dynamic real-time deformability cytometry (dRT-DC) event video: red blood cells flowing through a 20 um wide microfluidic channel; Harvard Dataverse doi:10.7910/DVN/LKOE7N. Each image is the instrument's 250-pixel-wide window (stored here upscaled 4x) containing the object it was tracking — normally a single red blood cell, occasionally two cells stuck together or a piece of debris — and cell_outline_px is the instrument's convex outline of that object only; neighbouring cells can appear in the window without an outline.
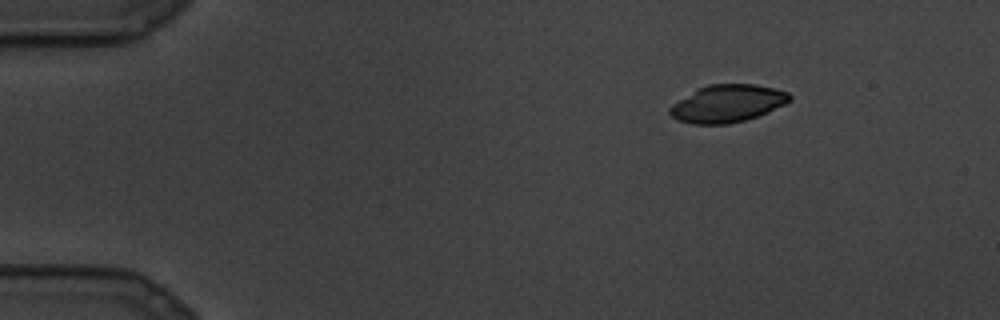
{"species": "common noctule bat (a hibernating species)", "species_latin": "Nyctalus noctula", "temperature_condition": "cold", "stored_images_in_passage": 7, "segment_of_instrument_passage": [1, 2], "camera_frame_rate_fps": 3000, "um_per_image_px": 0.085, "animal": {"sex": "male", "body_mass_g": 19.5, "forearm_length_mm": 54.6}, "frame": {"image": 1, "passage_image": 1, "time_ms": 0.0, "image_size_px": [1000, 320], "cell_outline_px": [[792, 100], [768, 112], [744, 120], [728, 124], [692, 124], [676, 120], [668, 112], [668, 108], [672, 104], [700, 88], [708, 84], [756, 84], [788, 92], [792, 96]], "centroid_in_image_um": [61.83, 8.8], "position_along_channel_um": 23.2, "area_um2": 26.01}}